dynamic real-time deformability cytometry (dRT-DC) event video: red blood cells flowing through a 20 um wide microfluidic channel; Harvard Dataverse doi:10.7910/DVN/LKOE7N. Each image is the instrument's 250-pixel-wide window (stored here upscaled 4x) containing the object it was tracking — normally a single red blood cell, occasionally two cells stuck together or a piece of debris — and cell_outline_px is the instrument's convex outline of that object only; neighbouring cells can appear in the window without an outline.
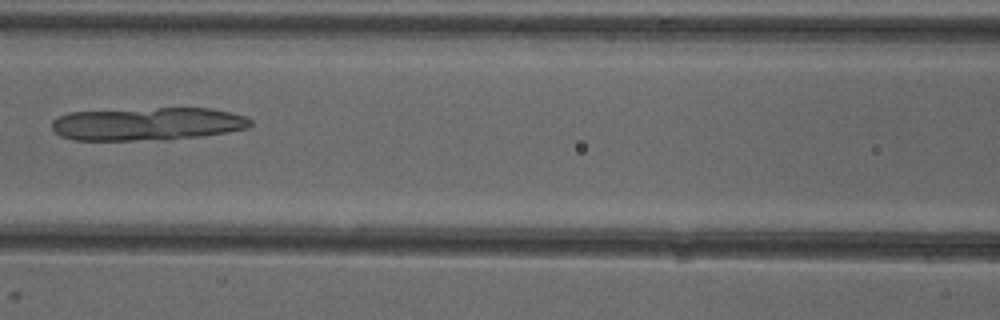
{"species": "common noctule bat (a hibernating species)", "species_latin": "Nyctalus noctula", "temperature_condition": "cold", "stored_images_in_passage": 6, "camera_frame_rate_fps": 3000, "um_per_image_px": 0.085, "animal": {"sex": "female"}, "frame": {"image": 1, "passage_image": 6, "time_ms": 6.667, "image_size_px": [1000, 320], "cell_outline_px": [[252, 124], [248, 128], [228, 132], [200, 136], [168, 140], [76, 140], [60, 136], [52, 128], [52, 120], [68, 112], [160, 108], [208, 108], [228, 112], [244, 116], [252, 120]], "centroid_in_image_um": [12.54, 10.54], "position_along_channel_um": 154.1, "area_um2": 38.21}}